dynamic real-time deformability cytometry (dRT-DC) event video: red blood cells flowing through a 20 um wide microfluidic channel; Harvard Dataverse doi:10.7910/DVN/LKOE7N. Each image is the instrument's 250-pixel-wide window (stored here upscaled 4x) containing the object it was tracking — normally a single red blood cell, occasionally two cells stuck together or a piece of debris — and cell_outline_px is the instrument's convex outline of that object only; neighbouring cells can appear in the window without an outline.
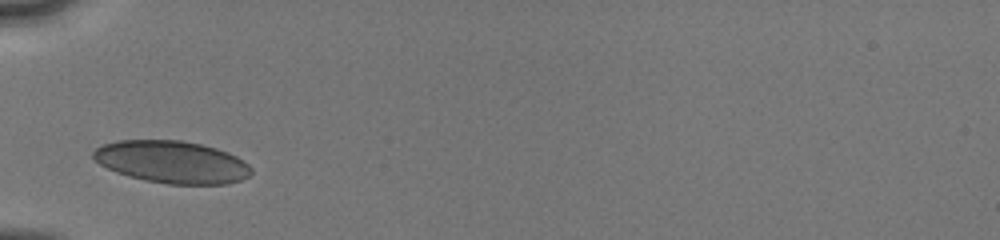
{"species": "human", "species_latin": "Homo sapiens", "temperature_condition": "cold", "stored_images_in_passage": 2, "camera_frame_rate_fps": 3000, "um_per_image_px": 0.085, "donor": {"sex": "male"}, "frame": {"image": 1, "passage_image": 1, "time_ms": 0.0, "image_size_px": [1000, 240], "cell_outline_px": [[252, 172], [248, 176], [240, 180], [228, 184], [168, 184], [148, 180], [116, 172], [100, 164], [92, 156], [92, 152], [96, 148], [104, 144], [116, 140], [180, 140], [200, 144], [216, 148], [228, 152], [236, 156], [248, 164], [252, 168]], "centroid_in_image_um": [14.63, 13.76], "position_along_channel_um": 70.4, "area_um2": 38.73}}